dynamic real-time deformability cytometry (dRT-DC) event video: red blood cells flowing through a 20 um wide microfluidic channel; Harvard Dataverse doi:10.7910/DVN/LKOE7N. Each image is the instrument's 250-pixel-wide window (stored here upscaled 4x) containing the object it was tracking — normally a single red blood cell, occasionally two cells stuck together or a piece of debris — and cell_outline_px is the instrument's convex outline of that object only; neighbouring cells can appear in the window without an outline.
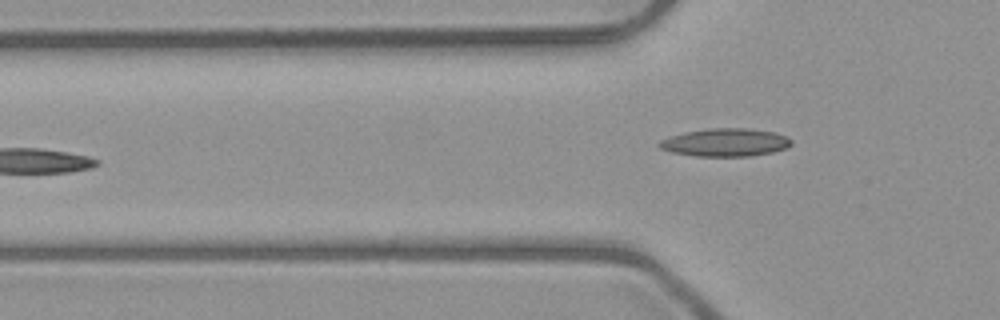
{"species": "common noctule bat (a hibernating species)", "species_latin": "Nyctalus noctula", "temperature_condition": "room temperature", "stored_images_in_passage": 3, "camera_frame_rate_fps": 3000, "um_per_image_px": 0.085, "animal": {"sex": "male", "body_mass_g": 23.1, "forearm_length_mm": 52.7}, "frame": {"image": 1, "passage_image": 3, "time_ms": 2.333, "image_size_px": [1000, 320], "cell_outline_px": [[792, 144], [788, 148], [772, 152], [748, 156], [696, 156], [672, 152], [660, 148], [656, 144], [660, 140], [684, 132], [708, 128], [748, 128], [776, 132], [792, 140]], "centroid_in_image_um": [61.66, 12.1], "position_along_channel_um": 64.1, "area_um2": 21.56}}